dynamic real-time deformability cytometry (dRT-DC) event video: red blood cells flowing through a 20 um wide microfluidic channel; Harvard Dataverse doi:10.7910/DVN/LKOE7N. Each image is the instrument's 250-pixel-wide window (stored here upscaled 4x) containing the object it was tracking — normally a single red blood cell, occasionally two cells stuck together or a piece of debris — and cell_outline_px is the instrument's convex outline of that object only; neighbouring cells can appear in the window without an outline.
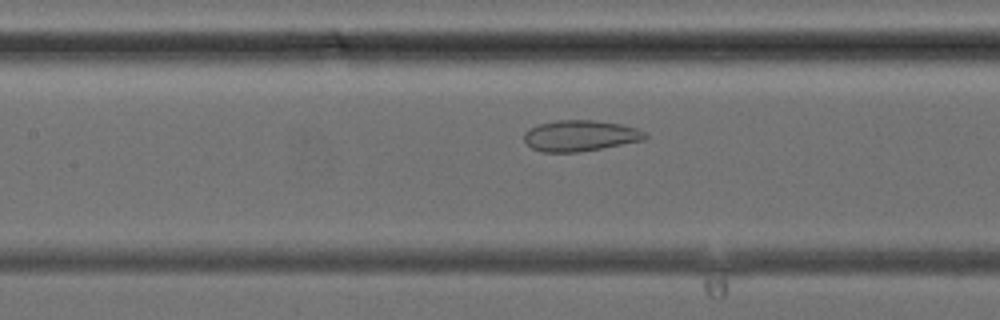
{"species": "common noctule bat (a hibernating species)", "species_latin": "Nyctalus noctula", "temperature_condition": "cold", "stored_images_in_passage": 42, "camera_frame_rate_fps": 3000, "um_per_image_px": 0.085, "animal": {"sex": "female", "body_mass_g": 24.6, "forearm_length_mm": 56.2}, "frame": {"image": 1, "passage_image": 19, "time_ms": 6.0, "image_size_px": [1000, 320], "cell_outline_px": [[648, 136], [644, 140], [580, 152], [540, 152], [532, 148], [524, 140], [524, 132], [528, 128], [540, 124], [556, 120], [592, 120], [624, 124], [636, 128], [644, 132]], "centroid_in_image_um": [49.3, 11.53], "position_along_channel_um": 158.1, "area_um2": 21.91}}
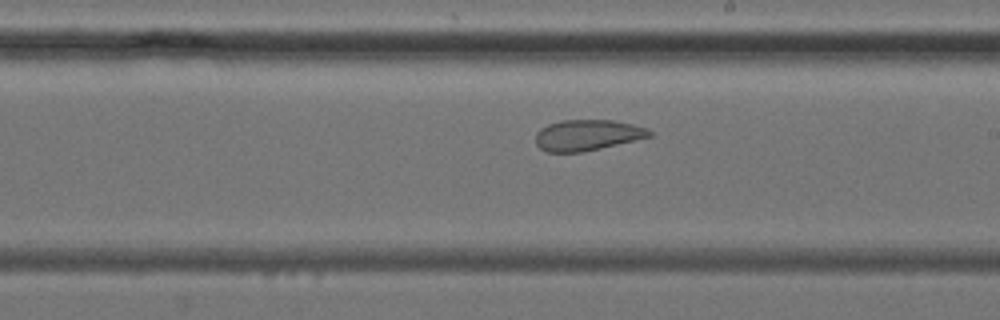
{"frame": {"image": 2, "passage_image": 24, "time_ms": 7.667, "image_size_px": [1000, 320], "cell_outline_px": [[652, 136], [600, 148], [580, 152], [548, 152], [540, 148], [536, 144], [536, 132], [540, 128], [548, 124], [560, 120], [612, 120], [632, 124], [648, 128], [652, 132]], "centroid_in_image_um": [49.9, 11.47], "position_along_channel_um": 239.1, "area_um2": 20.4}}
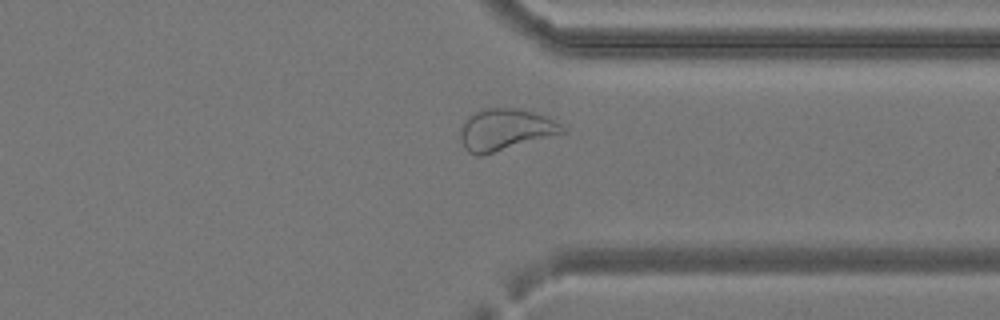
{"frame": {"image": 3, "passage_image": 32, "time_ms": 10.333, "image_size_px": [1000, 320], "cell_outline_px": [[564, 132], [480, 156], [476, 156], [468, 152], [464, 148], [460, 140], [460, 128], [464, 120], [468, 116], [484, 108], [516, 108], [532, 112], [544, 116], [560, 124], [564, 128]], "centroid_in_image_um": [42.85, 11.02], "position_along_channel_um": 368.5, "area_um2": 24.28}}